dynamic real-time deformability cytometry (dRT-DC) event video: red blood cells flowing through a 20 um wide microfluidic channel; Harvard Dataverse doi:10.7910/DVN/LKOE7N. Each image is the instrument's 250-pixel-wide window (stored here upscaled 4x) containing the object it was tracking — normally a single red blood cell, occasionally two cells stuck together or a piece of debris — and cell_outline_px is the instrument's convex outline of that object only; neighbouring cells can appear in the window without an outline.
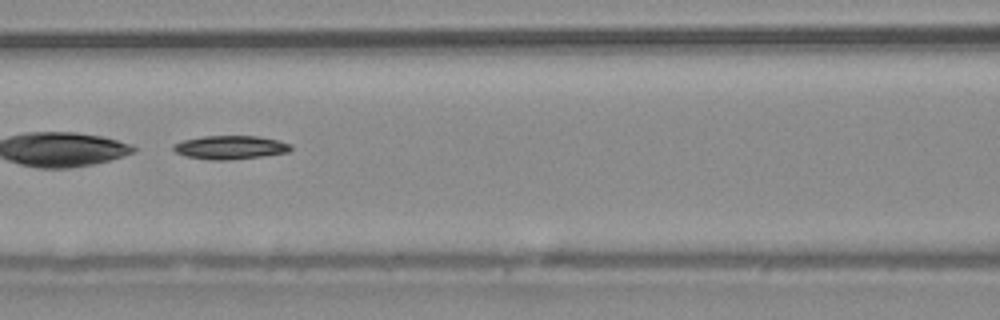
{"species": "common noctule bat (a hibernating species)", "species_latin": "Nyctalus noctula", "temperature_condition": "warm", "stored_images_in_passage": 49, "camera_frame_rate_fps": 3000, "um_per_image_px": 0.085, "animal": {"sex": "male", "body_mass_g": 20.4}, "frame": {"image": 1, "passage_image": 22, "time_ms": 7.0, "image_size_px": [1000, 320], "cell_outline_px": [[292, 148], [288, 152], [264, 156], [228, 160], [212, 160], [188, 156], [176, 152], [172, 148], [172, 144], [184, 140], [204, 136], [256, 136], [276, 140], [292, 144]], "centroid_in_image_um": [19.58, 12.53], "position_along_channel_um": 147.0, "area_um2": 16.01}}